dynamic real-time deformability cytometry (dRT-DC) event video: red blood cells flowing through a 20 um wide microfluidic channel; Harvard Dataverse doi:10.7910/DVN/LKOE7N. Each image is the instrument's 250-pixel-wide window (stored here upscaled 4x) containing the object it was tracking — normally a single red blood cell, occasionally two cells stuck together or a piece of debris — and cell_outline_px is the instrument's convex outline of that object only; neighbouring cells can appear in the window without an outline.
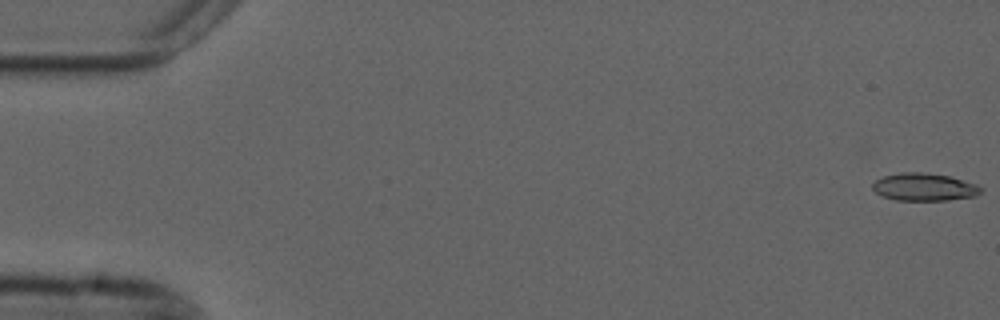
{"species": "common noctule bat (a hibernating species)", "species_latin": "Nyctalus noctula", "temperature_condition": "cold", "stored_images_in_passage": 55, "camera_frame_rate_fps": 3000, "um_per_image_px": 0.085, "animal": {"sex": "male", "forearm_length_mm": 52.5}, "frame": {"image": 1, "passage_image": 1, "time_ms": 0.0, "image_size_px": [1000, 320], "cell_outline_px": [[984, 188], [976, 196], [948, 200], [896, 200], [880, 196], [872, 188], [872, 184], [876, 180], [884, 176], [900, 172], [920, 172], [948, 176], [976, 184]], "centroid_in_image_um": [78.54, 15.9], "position_along_channel_um": 6.5, "area_um2": 17.4}}
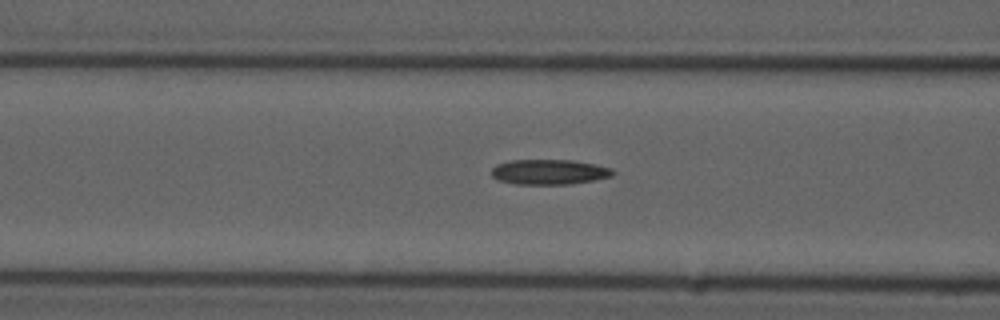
{"frame": {"image": 2, "passage_image": 22, "time_ms": 7.0, "image_size_px": [1000, 320], "cell_outline_px": [[616, 172], [612, 176], [592, 180], [568, 184], [516, 184], [496, 180], [492, 176], [492, 168], [496, 164], [508, 160], [572, 160], [596, 164], [612, 168]], "centroid_in_image_um": [46.66, 14.61], "position_along_channel_um": 119.9, "area_um2": 17.86}}
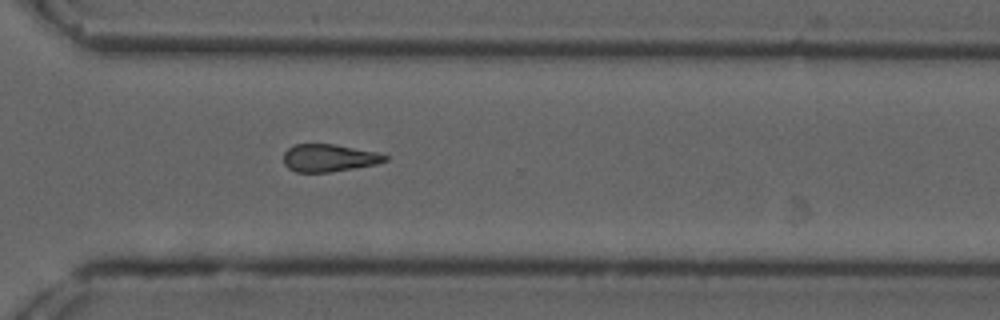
{"frame": {"image": 3, "passage_image": 40, "time_ms": 13.0, "image_size_px": [1000, 320], "cell_outline_px": [[388, 160], [376, 164], [328, 172], [296, 172], [288, 168], [284, 164], [284, 152], [288, 148], [296, 144], [332, 144], [380, 152], [388, 156]], "centroid_in_image_um": [27.97, 13.42], "position_along_channel_um": 342.6, "area_um2": 16.24}}